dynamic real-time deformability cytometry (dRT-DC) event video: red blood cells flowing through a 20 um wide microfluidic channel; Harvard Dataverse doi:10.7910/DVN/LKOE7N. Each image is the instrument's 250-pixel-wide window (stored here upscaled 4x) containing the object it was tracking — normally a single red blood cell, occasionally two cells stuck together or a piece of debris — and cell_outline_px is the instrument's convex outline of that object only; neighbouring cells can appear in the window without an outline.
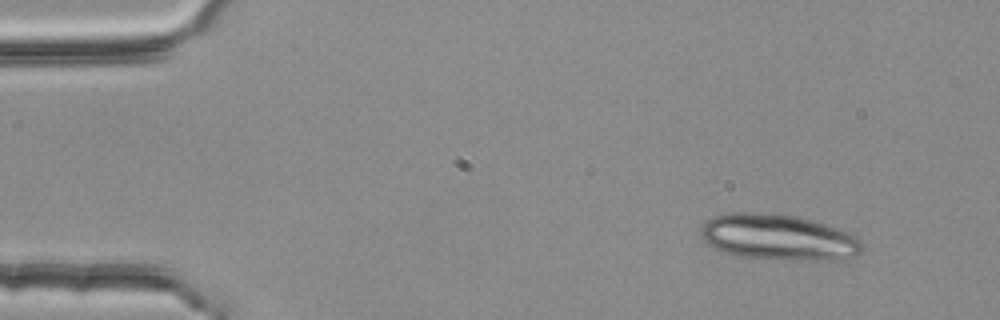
{"species": "common noctule bat (a hibernating species)", "species_latin": "Nyctalus noctula", "temperature_condition": "room temperature", "stored_images_in_passage": 4, "segment_of_instrument_passage": [1, 2], "camera_frame_rate_fps": 3000, "um_per_image_px": 0.085, "animal": {"sex": "female", "body_mass_g": 25.1}, "frame": {"image": 1, "passage_image": 1, "time_ms": 0.0, "image_size_px": [1000, 320], "cell_outline_px": [[864, 248], [856, 256], [832, 260], [800, 260], [740, 256], [724, 252], [712, 248], [704, 240], [700, 232], [700, 228], [704, 220], [712, 216], [732, 212], [748, 212], [796, 216], [812, 220], [848, 232], [856, 236], [860, 240]], "centroid_in_image_um": [66.13, 20.16], "position_along_channel_um": 18.9, "area_um2": 43.06}}